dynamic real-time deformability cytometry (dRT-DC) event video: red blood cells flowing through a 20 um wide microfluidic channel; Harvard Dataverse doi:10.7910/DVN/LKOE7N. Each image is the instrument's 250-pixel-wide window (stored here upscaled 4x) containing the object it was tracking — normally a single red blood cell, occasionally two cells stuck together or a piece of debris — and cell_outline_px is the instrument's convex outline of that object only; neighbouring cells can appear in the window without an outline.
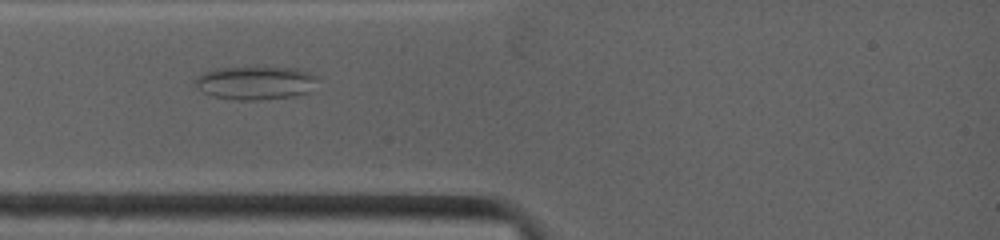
{"species": "common noctule bat (a hibernating species)", "species_latin": "Nyctalus noctula", "temperature_condition": "warm", "stored_images_in_passage": 5, "camera_frame_rate_fps": 4500, "um_per_image_px": 0.085, "animal": {"sex": "female", "body_mass_g": 19.0, "forearm_length_mm": 53.3}, "frame": {"image": 1, "passage_image": 4, "time_ms": 2.444, "image_size_px": [1000, 240], "cell_outline_px": [[320, 76], [308, 92], [292, 96], [260, 100], [240, 100], [216, 96], [204, 92], [196, 84], [196, 76], [204, 72], [216, 68], [292, 68], [308, 72]], "centroid_in_image_um": [21.74, 7.04], "position_along_channel_um": 63.3, "area_um2": 23.29}}